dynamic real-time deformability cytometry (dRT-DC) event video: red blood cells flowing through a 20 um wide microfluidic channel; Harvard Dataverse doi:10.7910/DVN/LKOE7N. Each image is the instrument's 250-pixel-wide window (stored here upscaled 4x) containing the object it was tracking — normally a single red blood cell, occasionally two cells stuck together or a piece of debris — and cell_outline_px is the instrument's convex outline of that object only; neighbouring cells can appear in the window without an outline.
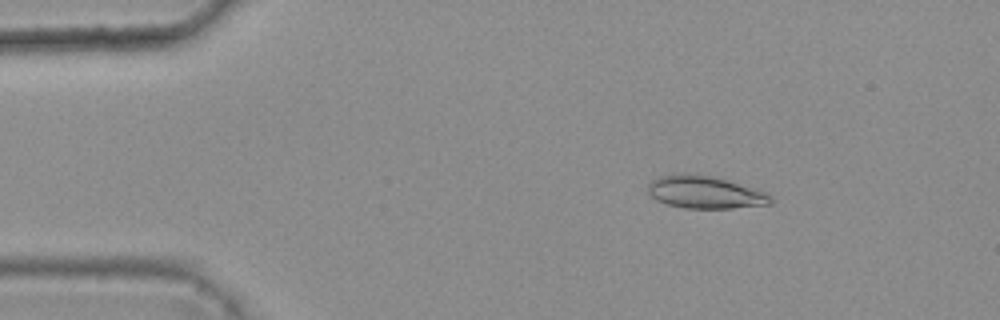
{"species": "common noctule bat (a hibernating species)", "species_latin": "Nyctalus noctula", "temperature_condition": "warm", "stored_images_in_passage": 5, "camera_frame_rate_fps": 3000, "um_per_image_px": 0.085, "animal": {"sex": "female", "body_mass_g": 25.1}, "frame": {"image": 1, "passage_image": 3, "time_ms": 0.667, "image_size_px": [1000, 320], "cell_outline_px": [[772, 204], [732, 208], [684, 208], [668, 204], [656, 200], [648, 192], [648, 184], [652, 180], [660, 176], [676, 172], [680, 172], [712, 176], [756, 188], [772, 196]], "centroid_in_image_um": [59.92, 16.33], "position_along_channel_um": 25.1, "area_um2": 23.41}}